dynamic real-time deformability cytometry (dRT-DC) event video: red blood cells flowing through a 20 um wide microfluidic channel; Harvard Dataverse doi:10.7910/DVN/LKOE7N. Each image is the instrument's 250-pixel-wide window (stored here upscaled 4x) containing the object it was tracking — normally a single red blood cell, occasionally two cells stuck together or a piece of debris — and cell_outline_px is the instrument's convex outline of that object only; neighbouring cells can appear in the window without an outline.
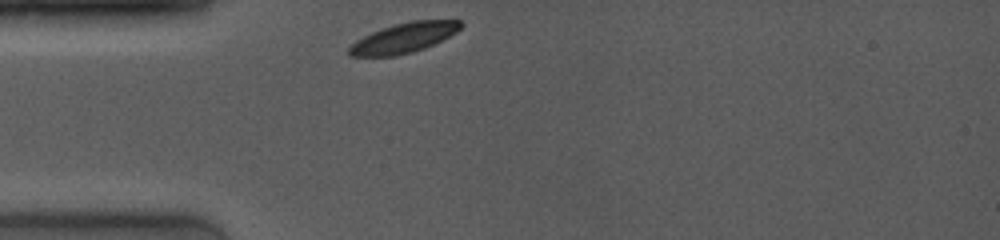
{"species": "common noctule bat (a hibernating species)", "species_latin": "Nyctalus noctula", "temperature_condition": "room temperature", "stored_images_in_passage": 39, "camera_frame_rate_fps": 4000, "um_per_image_px": 0.085, "animal": {"sex": "female", "body_mass_g": 19.0, "forearm_length_mm": 53.3}, "frame": {"image": 1, "passage_image": 1, "time_ms": 0.0, "image_size_px": [1000, 240], "cell_outline_px": [[464, 24], [456, 32], [424, 48], [412, 52], [396, 56], [348, 56], [348, 48], [356, 40], [380, 28], [412, 20], [460, 20]], "centroid_in_image_um": [34.3, 3.21], "position_along_channel_um": 50.7, "area_um2": 19.31}}
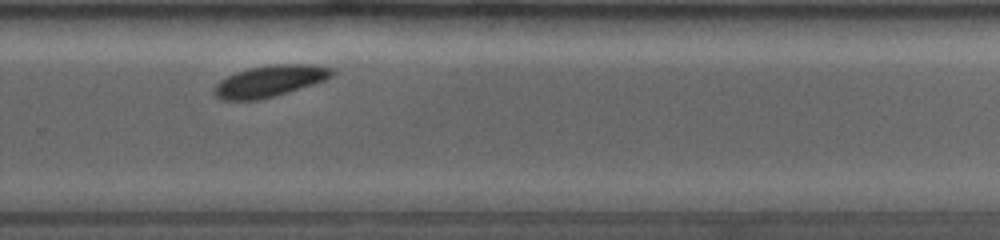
{"frame": {"image": 2, "passage_image": 28, "time_ms": 7.0, "image_size_px": [1000, 240], "cell_outline_px": [[332, 76], [324, 80], [312, 84], [272, 96], [256, 100], [224, 100], [216, 96], [212, 92], [212, 88], [220, 80], [236, 72], [248, 68], [268, 64], [312, 64], [332, 68]], "centroid_in_image_um": [22.87, 6.87], "position_along_channel_um": 306.9, "area_um2": 21.33}}
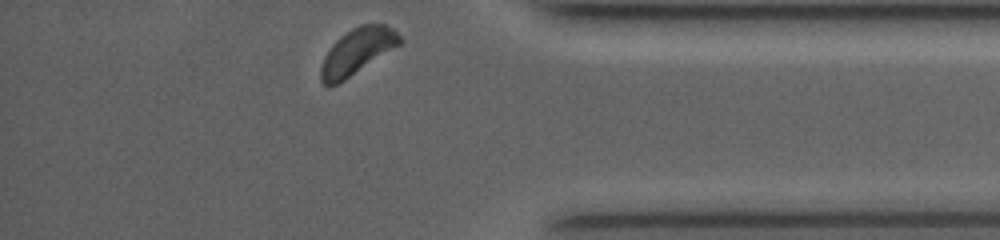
{"frame": {"image": 3, "passage_image": 39, "time_ms": 9.75, "image_size_px": [1000, 240], "cell_outline_px": [[404, 40], [400, 44], [344, 80], [336, 84], [324, 84], [320, 80], [320, 68], [324, 56], [332, 44], [340, 36], [352, 28], [360, 24], [384, 24], [392, 28]], "centroid_in_image_um": [30.35, 4.34], "position_along_channel_um": 404.9, "area_um2": 20.81}, "authors_computed_cell_mechanics": {"area_um2": 21.3282, "velocity_mm_per_s": 3.8208, "shape_relaxation_time_tau1_ms": 1.1891, "shape_relaxation_time_tau2_ms": null, "deformation_change_tau1": 0.0431, "deformation_change_tau2": null}}